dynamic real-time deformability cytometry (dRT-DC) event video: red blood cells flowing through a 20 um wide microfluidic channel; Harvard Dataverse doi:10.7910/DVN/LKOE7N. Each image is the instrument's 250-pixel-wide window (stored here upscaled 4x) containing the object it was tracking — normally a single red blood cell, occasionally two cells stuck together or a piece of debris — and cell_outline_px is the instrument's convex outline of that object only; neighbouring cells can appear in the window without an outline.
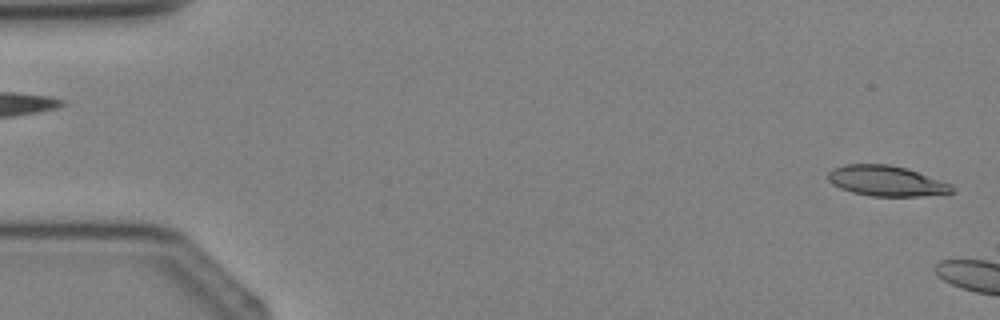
{"species": "Egyptian fruit bat (a non-hibernating species)", "species_latin": "Rousettus aegyptiacus", "temperature_condition": "cold", "stored_images_in_passage": 3, "camera_frame_rate_fps": 3000, "um_per_image_px": 0.085, "animal": {"sex": "female"}, "frame": {"image": 1, "passage_image": 3, "time_ms": 2.333, "image_size_px": [1000, 320], "cell_outline_px": [[956, 192], [920, 196], [872, 196], [852, 192], [840, 188], [832, 184], [828, 180], [828, 172], [832, 168], [844, 164], [888, 164], [908, 168], [952, 184], [956, 188]], "centroid_in_image_um": [75.36, 15.37], "position_along_channel_um": 9.6, "area_um2": 22.2}}